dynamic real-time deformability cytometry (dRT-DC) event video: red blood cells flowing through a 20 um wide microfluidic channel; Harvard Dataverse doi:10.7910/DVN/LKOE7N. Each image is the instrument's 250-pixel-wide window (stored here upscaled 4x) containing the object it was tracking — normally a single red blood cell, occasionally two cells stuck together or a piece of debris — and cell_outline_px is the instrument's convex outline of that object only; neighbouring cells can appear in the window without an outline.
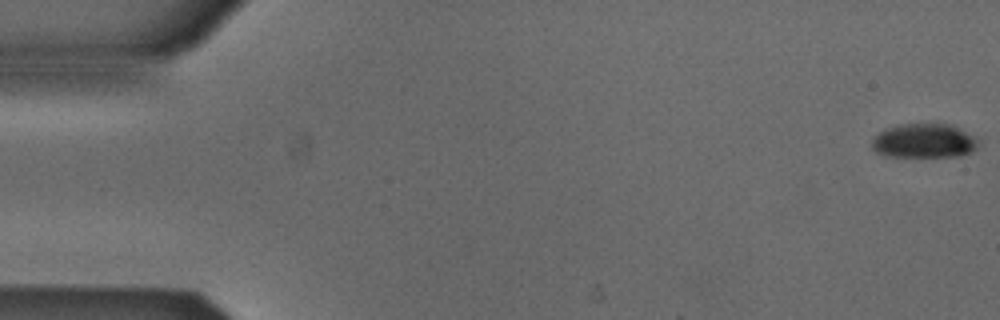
{"species": "Egyptian fruit bat (a non-hibernating species)", "species_latin": "Rousettus aegyptiacus", "temperature_condition": "cold", "stored_images_in_passage": 16, "camera_frame_rate_fps": 3000, "um_per_image_px": 0.085, "animal": {"sex": "male"}, "frame": {"image": 1, "passage_image": 1, "time_ms": 0.0, "image_size_px": [1000, 320], "cell_outline_px": [[980, 140], [976, 148], [972, 152], [960, 156], [884, 156], [876, 152], [872, 148], [872, 140], [880, 132], [888, 128], [900, 124], [952, 124]], "centroid_in_image_um": [78.57, 11.98], "position_along_channel_um": 6.4, "area_um2": 21.15}}
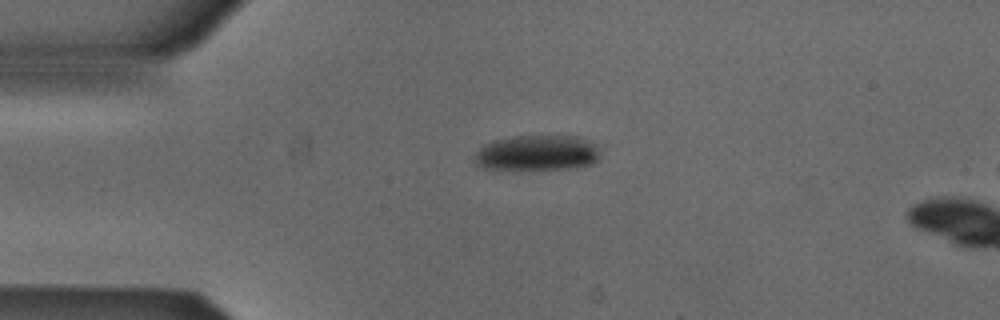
{"frame": {"image": 2, "passage_image": 13, "time_ms": 4.0, "image_size_px": [1000, 320], "cell_outline_px": [[600, 156], [592, 164], [576, 168], [512, 172], [480, 168], [472, 160], [472, 156], [484, 144], [496, 140], [516, 136], [580, 136], [596, 144], [600, 152]], "centroid_in_image_um": [45.6, 13.05], "position_along_channel_um": 39.4, "area_um2": 27.22}}